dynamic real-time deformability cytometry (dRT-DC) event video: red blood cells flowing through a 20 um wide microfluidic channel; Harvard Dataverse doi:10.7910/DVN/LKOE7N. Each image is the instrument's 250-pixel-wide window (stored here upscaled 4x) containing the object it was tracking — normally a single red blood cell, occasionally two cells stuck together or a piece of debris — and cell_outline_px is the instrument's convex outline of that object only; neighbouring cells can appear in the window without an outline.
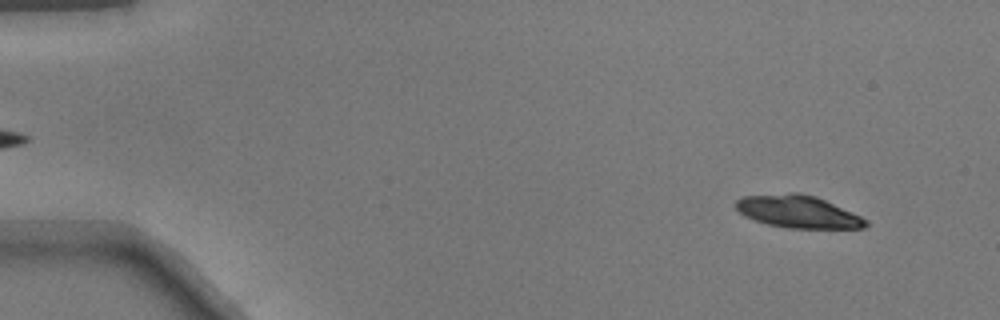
{"species": "common noctule bat (a hibernating species)", "species_latin": "Nyctalus noctula", "temperature_condition": "warm", "stored_images_in_passage": 16, "camera_frame_rate_fps": 3000, "um_per_image_px": 0.085, "animal": {"sex": "male", "body_mass_g": 17.9}, "frame": {"image": 1, "passage_image": 4, "time_ms": 1.0, "image_size_px": [1000, 320], "cell_outline_px": [[868, 224], [864, 228], [788, 228], [768, 224], [744, 216], [736, 208], [736, 200], [744, 196], [788, 192], [800, 192], [816, 196], [852, 212], [868, 220]], "centroid_in_image_um": [67.83, 17.98], "position_along_channel_um": 17.2, "area_um2": 24.57}}
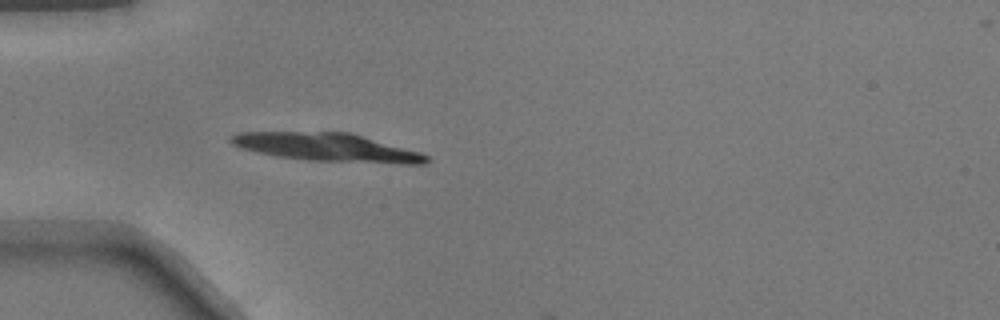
{"frame": {"image": 2, "passage_image": 15, "time_ms": 4.667, "image_size_px": [1000, 320], "cell_outline_px": [[432, 160], [424, 164], [400, 164], [308, 160], [276, 156], [244, 148], [232, 144], [228, 140], [228, 136], [236, 132], [352, 132], [420, 152], [428, 156]], "centroid_in_image_um": [27.85, 12.52], "position_along_channel_um": 57.1, "area_um2": 32.31}}